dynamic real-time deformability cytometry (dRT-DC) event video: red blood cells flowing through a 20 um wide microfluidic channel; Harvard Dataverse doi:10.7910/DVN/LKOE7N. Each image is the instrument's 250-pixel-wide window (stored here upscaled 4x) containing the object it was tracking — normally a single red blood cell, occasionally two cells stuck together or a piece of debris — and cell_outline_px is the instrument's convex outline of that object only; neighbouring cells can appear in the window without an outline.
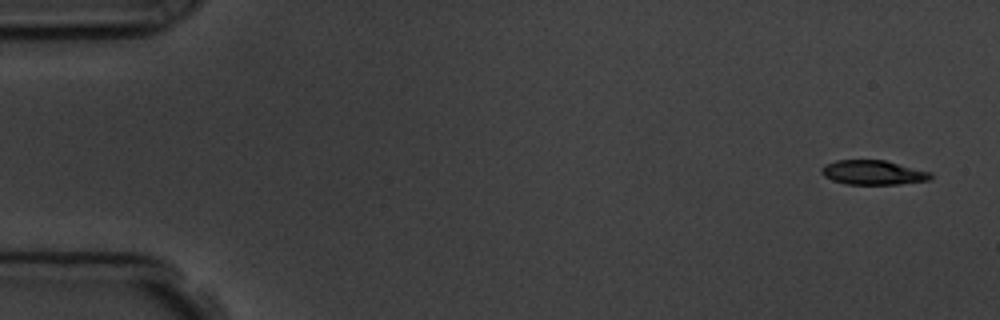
{"species": "common noctule bat (a hibernating species)", "species_latin": "Nyctalus noctula", "temperature_condition": "room temperature", "stored_images_in_passage": 5, "camera_frame_rate_fps": 3000, "um_per_image_px": 0.085, "animal": {"sex": "male", "body_mass_g": 19.5, "forearm_length_mm": 54.6}, "frame": {"image": 1, "passage_image": 1, "time_ms": 0.0, "image_size_px": [1000, 320], "cell_outline_px": [[932, 176], [928, 180], [896, 184], [844, 184], [832, 180], [824, 176], [820, 172], [820, 168], [824, 164], [836, 160], [884, 160], [932, 172]], "centroid_in_image_um": [74.16, 14.66], "position_along_channel_um": 10.8, "area_um2": 15.55}}
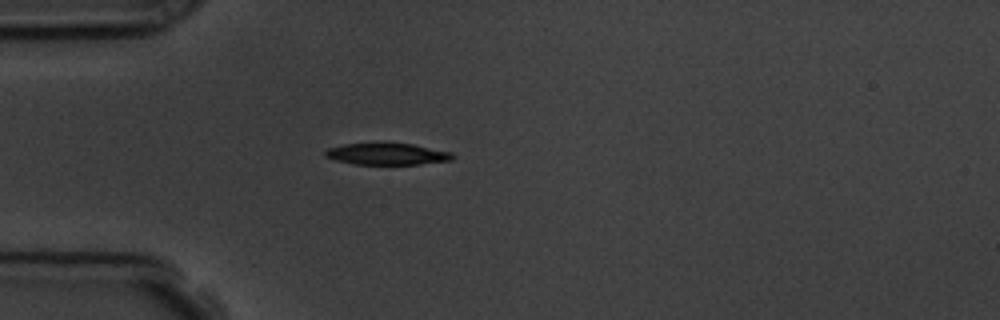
{"frame": {"image": 2, "passage_image": 5, "time_ms": 4.333, "image_size_px": [1000, 320], "cell_outline_px": [[456, 156], [452, 160], [420, 164], [352, 164], [336, 160], [324, 156], [324, 152], [328, 148], [344, 144], [412, 144], [452, 152]], "centroid_in_image_um": [32.92, 13.1], "position_along_channel_um": 52.1, "area_um2": 15.84}}